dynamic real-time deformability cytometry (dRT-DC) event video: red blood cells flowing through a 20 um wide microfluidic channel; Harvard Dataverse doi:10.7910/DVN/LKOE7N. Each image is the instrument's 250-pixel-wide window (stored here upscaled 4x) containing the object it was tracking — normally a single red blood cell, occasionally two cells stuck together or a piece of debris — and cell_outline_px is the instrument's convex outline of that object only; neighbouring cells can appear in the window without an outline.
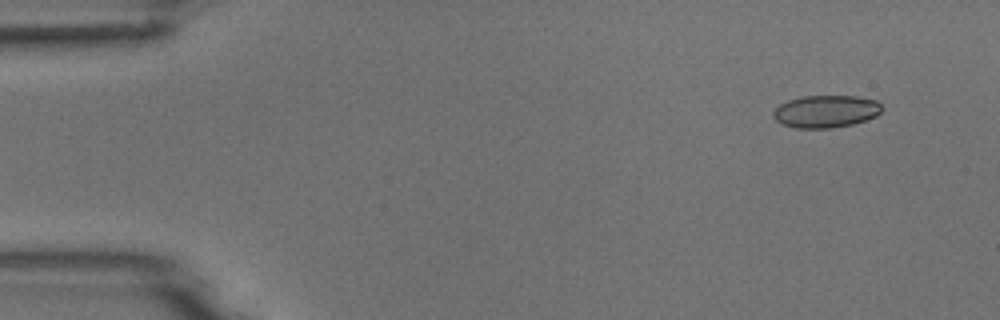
{"species": "common noctule bat (a hibernating species)", "species_latin": "Nyctalus noctula", "temperature_condition": "room temperature", "stored_images_in_passage": 6, "segment_of_instrument_passage": [2, 2], "camera_frame_rate_fps": 3000, "um_per_image_px": 0.085, "animal": {"sex": "male", "body_mass_g": 18.8}, "frame": {"image": 1, "passage_image": 6, "time_ms": 6.0, "image_size_px": [1000, 320], "cell_outline_px": [[884, 108], [876, 116], [852, 124], [832, 128], [796, 128], [780, 124], [772, 116], [772, 112], [780, 104], [788, 100], [800, 96], [860, 96], [876, 100]], "centroid_in_image_um": [70.18, 9.46], "position_along_channel_um": 14.8, "area_um2": 20.69}}